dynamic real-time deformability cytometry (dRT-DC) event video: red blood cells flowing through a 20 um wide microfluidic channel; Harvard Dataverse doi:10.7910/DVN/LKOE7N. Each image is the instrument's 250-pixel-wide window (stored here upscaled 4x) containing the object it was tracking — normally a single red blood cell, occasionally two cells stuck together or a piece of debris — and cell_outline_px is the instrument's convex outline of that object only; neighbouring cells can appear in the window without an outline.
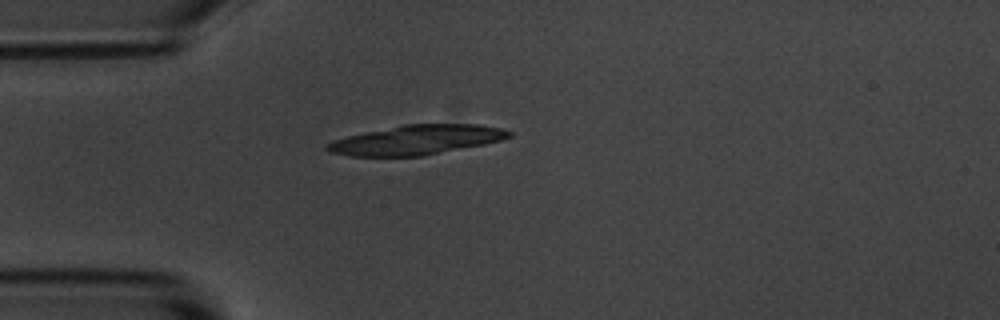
{"species": "common noctule bat (a hibernating species)", "species_latin": "Nyctalus noctula", "temperature_condition": "room temperature", "stored_images_in_passage": 1, "camera_frame_rate_fps": 3000, "um_per_image_px": 0.085, "animal": {"sex": "male", "body_mass_g": 20.1, "forearm_length_mm": 53.5}, "frame": {"image": 1, "passage_image": 1, "time_ms": 0.0, "image_size_px": [1000, 320], "cell_outline_px": [[512, 136], [500, 140], [484, 144], [420, 156], [352, 156], [332, 152], [324, 148], [332, 140], [348, 136], [404, 124], [476, 124], [500, 128], [512, 132]], "centroid_in_image_um": [35.41, 11.89], "position_along_channel_um": 49.6, "area_um2": 30.81}}